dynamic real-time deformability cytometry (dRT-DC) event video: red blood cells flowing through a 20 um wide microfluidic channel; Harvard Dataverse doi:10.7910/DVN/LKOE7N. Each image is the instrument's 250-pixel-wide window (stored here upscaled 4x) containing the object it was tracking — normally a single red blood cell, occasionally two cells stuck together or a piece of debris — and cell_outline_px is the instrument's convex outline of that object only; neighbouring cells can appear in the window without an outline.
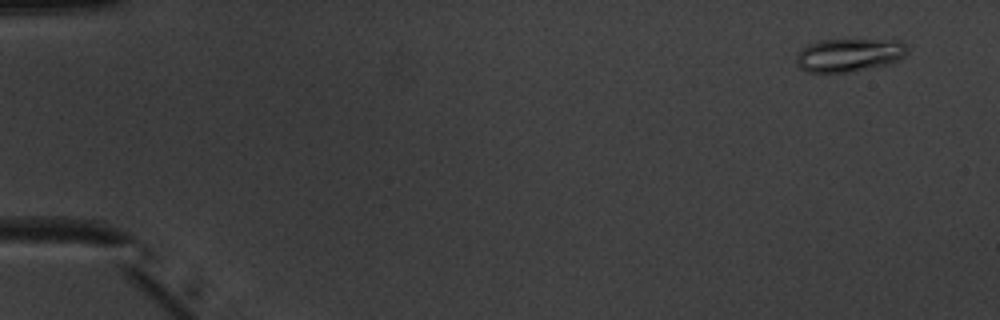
{"species": "common noctule bat (a hibernating species)", "species_latin": "Nyctalus noctula", "temperature_condition": "warm", "stored_images_in_passage": 53, "camera_frame_rate_fps": 3000, "um_per_image_px": 0.085, "animal": {"sex": "male", "body_mass_g": 20.1, "forearm_length_mm": 53.5}, "frame": {"image": 1, "passage_image": 4, "time_ms": 1.0, "image_size_px": [1000, 320], "cell_outline_px": [[908, 48], [904, 56], [900, 60], [888, 64], [848, 72], [808, 72], [800, 68], [796, 64], [796, 56], [804, 48], [820, 40], [900, 40], [908, 44]], "centroid_in_image_um": [72.22, 4.68], "position_along_channel_um": 12.8, "area_um2": 21.33}}
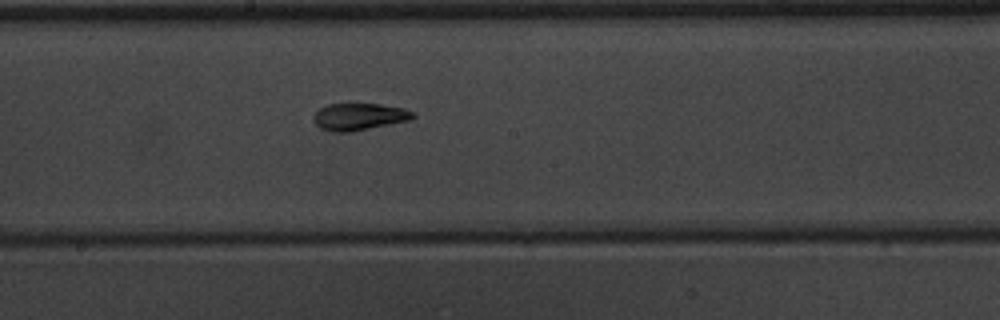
{"frame": {"image": 2, "passage_image": 30, "time_ms": 9.667, "image_size_px": [1000, 320], "cell_outline_px": [[416, 116], [412, 120], [352, 132], [332, 132], [320, 128], [312, 120], [312, 116], [320, 108], [328, 104], [380, 104], [404, 108], [416, 112]], "centroid_in_image_um": [30.56, 9.93], "position_along_channel_um": 217.6, "area_um2": 15.95}}
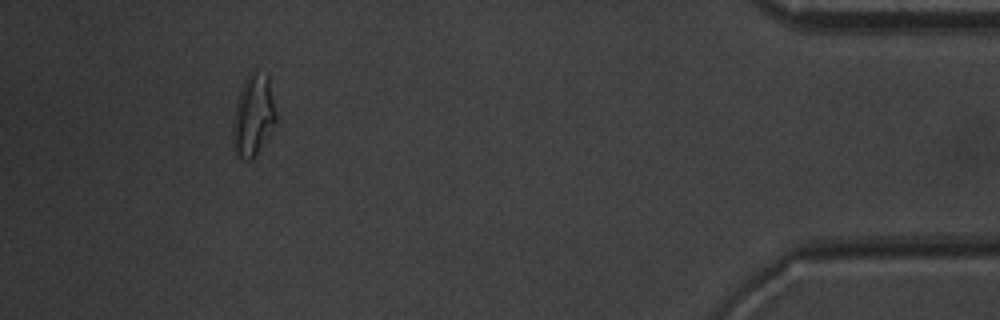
{"frame": {"image": 3, "passage_image": 49, "time_ms": 16.0, "image_size_px": [1000, 320], "cell_outline_px": [[276, 120], [252, 160], [244, 160], [236, 156], [232, 148], [232, 120], [240, 88], [244, 80], [252, 68], [268, 76], [276, 116]], "centroid_in_image_um": [21.47, 9.81], "position_along_channel_um": 413.7, "area_um2": 20.46}, "authors_computed_cell_mechanics": {"area_um2": 16.3574, "velocity_mm_per_s": 3.964, "shape_relaxation_time_tau1_ms": 6.3258, "shape_relaxation_time_tau2_ms": 2.2871, "deformation_change_tau1": 0.198, "deformation_change_tau2": 0.0756}}